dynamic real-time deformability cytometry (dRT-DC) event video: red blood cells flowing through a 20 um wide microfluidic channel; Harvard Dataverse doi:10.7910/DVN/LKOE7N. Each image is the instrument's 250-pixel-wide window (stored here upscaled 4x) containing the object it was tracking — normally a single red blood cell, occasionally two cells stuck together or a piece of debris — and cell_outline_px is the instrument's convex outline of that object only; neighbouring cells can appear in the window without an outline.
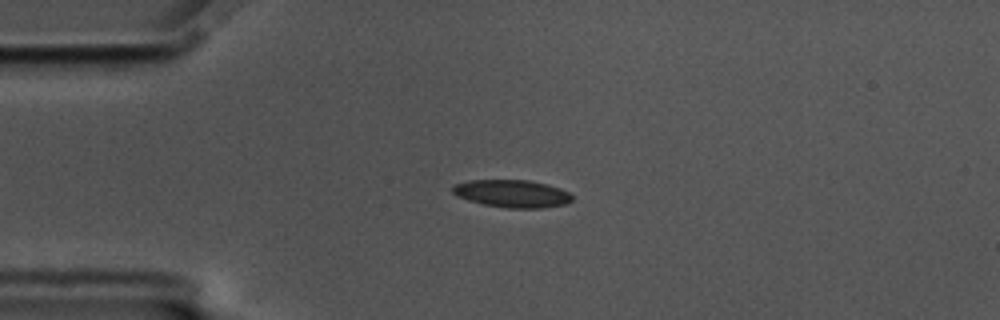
{"species": "common noctule bat (a hibernating species)", "species_latin": "Nyctalus noctula", "temperature_condition": "cold", "stored_images_in_passage": 51, "camera_frame_rate_fps": 3000, "um_per_image_px": 0.085, "animal": {"sex": "male", "body_mass_g": 17.5, "forearm_length_mm": 52.3}, "frame": {"image": 1, "passage_image": 13, "time_ms": 4.0, "image_size_px": [1000, 320], "cell_outline_px": [[572, 200], [564, 204], [540, 208], [508, 208], [484, 204], [468, 200], [456, 196], [452, 192], [452, 188], [456, 184], [468, 180], [528, 180], [548, 184], [560, 188], [568, 192], [572, 196]], "centroid_in_image_um": [43.52, 16.45], "position_along_channel_um": 41.5, "area_um2": 19.13}}
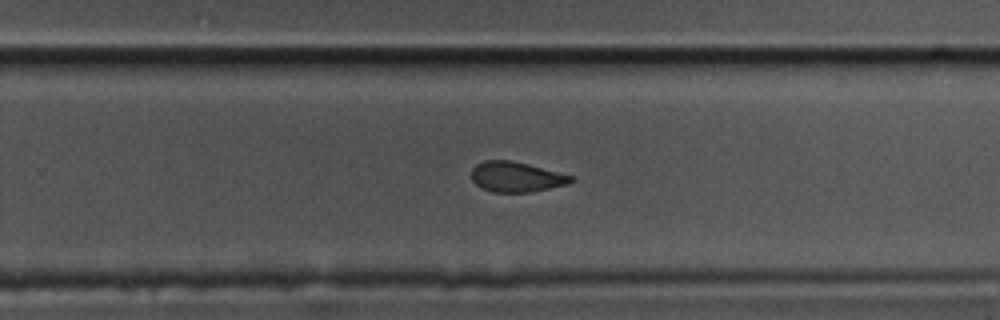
{"frame": {"image": 2, "passage_image": 36, "time_ms": 11.667, "image_size_px": [1000, 320], "cell_outline_px": [[572, 180], [568, 184], [528, 192], [492, 192], [476, 184], [472, 180], [472, 168], [476, 164], [484, 160], [508, 160], [528, 164], [572, 176]], "centroid_in_image_um": [43.83, 15.03], "position_along_channel_um": 286.0, "area_um2": 17.17}}
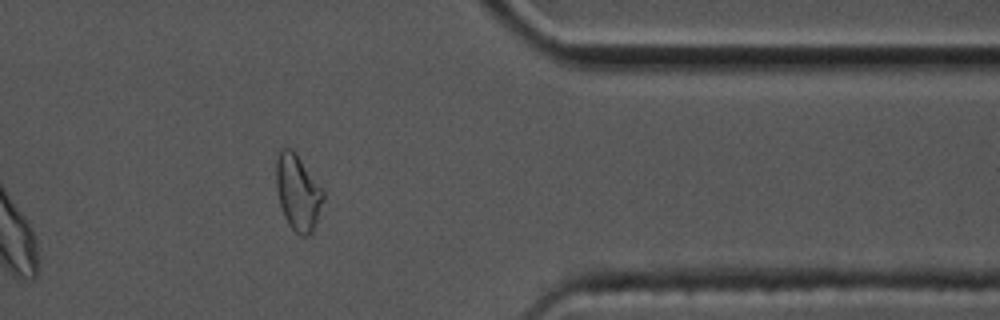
{"frame": {"image": 3, "passage_image": 46, "time_ms": 15.0, "image_size_px": [1000, 320], "cell_outline_px": [[324, 200], [312, 232], [308, 236], [300, 236], [288, 224], [284, 216], [280, 204], [276, 188], [276, 160], [280, 148], [292, 148], [296, 152], [324, 188]], "centroid_in_image_um": [25.33, 16.32], "position_along_channel_um": 386.1, "area_um2": 21.15}, "authors_computed_cell_mechanics": {"area_um2": 18.8428, "velocity_mm_per_s": 3.4845, "shape_relaxation_time_tau1_ms": 8.3673, "shape_relaxation_time_tau2_ms": 4.646, "deformation_change_tau1": 0.17, "deformation_change_tau2": 0.0959}}